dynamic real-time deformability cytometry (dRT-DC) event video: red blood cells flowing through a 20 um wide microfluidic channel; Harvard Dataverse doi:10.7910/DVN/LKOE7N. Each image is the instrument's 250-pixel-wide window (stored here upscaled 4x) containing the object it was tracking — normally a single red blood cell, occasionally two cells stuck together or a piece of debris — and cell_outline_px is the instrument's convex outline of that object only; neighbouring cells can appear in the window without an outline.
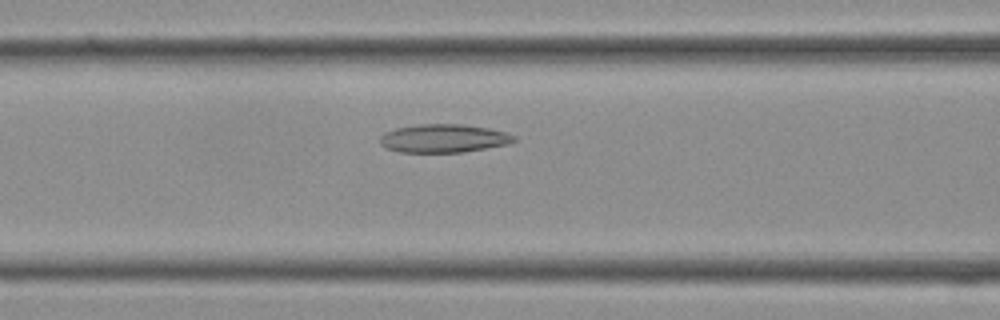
{"species": "Egyptian fruit bat (a non-hibernating species)", "species_latin": "Rousettus aegyptiacus", "temperature_condition": "cold", "stored_images_in_passage": 29, "camera_frame_rate_fps": 3000, "um_per_image_px": 0.085, "frame": {"image": 1, "passage_image": 7, "time_ms": 2.0, "image_size_px": [1000, 320], "cell_outline_px": [[516, 140], [508, 144], [464, 152], [400, 152], [388, 148], [380, 144], [380, 136], [384, 132], [396, 128], [420, 124], [464, 124], [488, 128], [508, 132], [516, 136]], "centroid_in_image_um": [37.73, 11.75], "position_along_channel_um": 128.9, "area_um2": 22.2}}
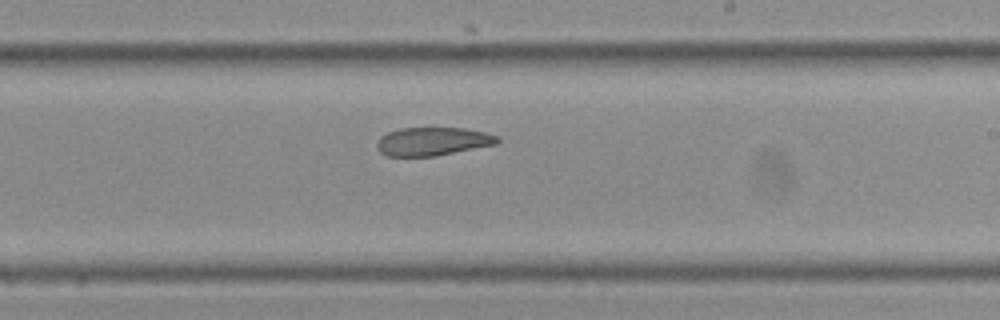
{"frame": {"image": 2, "passage_image": 14, "time_ms": 4.333, "image_size_px": [1000, 320], "cell_outline_px": [[500, 140], [496, 144], [436, 156], [388, 156], [380, 152], [376, 148], [376, 144], [380, 136], [388, 132], [400, 128], [464, 128], [484, 132], [500, 136]], "centroid_in_image_um": [36.77, 12.02], "position_along_channel_um": 252.2, "area_um2": 19.94}}
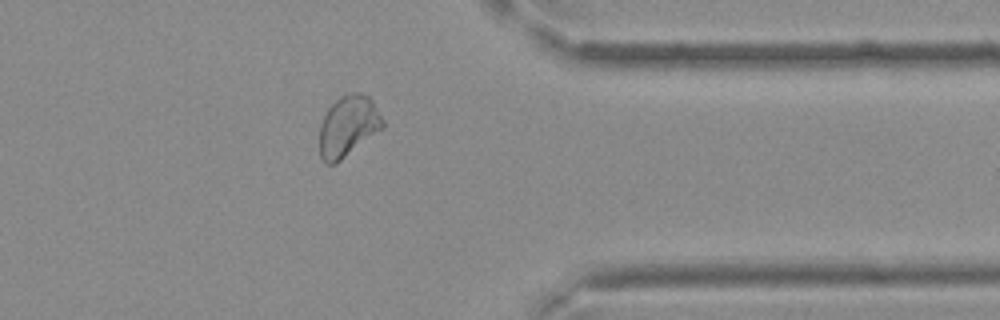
{"frame": {"image": 3, "passage_image": 22, "time_ms": 7.0, "image_size_px": [1000, 320], "cell_outline_px": [[384, 128], [336, 164], [324, 164], [320, 156], [320, 124], [328, 108], [340, 96], [348, 92], [360, 92], [368, 96], [372, 100], [384, 120]], "centroid_in_image_um": [29.6, 10.73], "position_along_channel_um": 381.8, "area_um2": 22.72}}